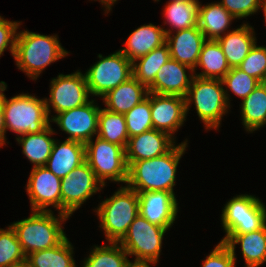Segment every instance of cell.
Segmentation results:
<instances>
[{"instance_id":"1","label":"cell","mask_w":266,"mask_h":267,"mask_svg":"<svg viewBox=\"0 0 266 267\" xmlns=\"http://www.w3.org/2000/svg\"><path fill=\"white\" fill-rule=\"evenodd\" d=\"M188 140L175 145L166 154L147 160L127 162L128 178L126 186L136 192H174L177 167L188 147Z\"/></svg>"},{"instance_id":"2","label":"cell","mask_w":266,"mask_h":267,"mask_svg":"<svg viewBox=\"0 0 266 267\" xmlns=\"http://www.w3.org/2000/svg\"><path fill=\"white\" fill-rule=\"evenodd\" d=\"M56 35L22 30L17 32L14 60L19 70L32 80H37L45 68L55 61L68 56Z\"/></svg>"},{"instance_id":"3","label":"cell","mask_w":266,"mask_h":267,"mask_svg":"<svg viewBox=\"0 0 266 267\" xmlns=\"http://www.w3.org/2000/svg\"><path fill=\"white\" fill-rule=\"evenodd\" d=\"M28 218L11 224L24 254L50 249L59 245L67 236L62 227L70 217L53 211H31Z\"/></svg>"},{"instance_id":"4","label":"cell","mask_w":266,"mask_h":267,"mask_svg":"<svg viewBox=\"0 0 266 267\" xmlns=\"http://www.w3.org/2000/svg\"><path fill=\"white\" fill-rule=\"evenodd\" d=\"M94 212L108 243L119 242L139 215L138 193L126 185L121 186L111 197L102 201Z\"/></svg>"},{"instance_id":"5","label":"cell","mask_w":266,"mask_h":267,"mask_svg":"<svg viewBox=\"0 0 266 267\" xmlns=\"http://www.w3.org/2000/svg\"><path fill=\"white\" fill-rule=\"evenodd\" d=\"M0 103L4 112L5 130L16 133V138L40 133L50 125L45 99L35 94L21 93L8 100L3 93Z\"/></svg>"},{"instance_id":"6","label":"cell","mask_w":266,"mask_h":267,"mask_svg":"<svg viewBox=\"0 0 266 267\" xmlns=\"http://www.w3.org/2000/svg\"><path fill=\"white\" fill-rule=\"evenodd\" d=\"M223 86L222 80L194 76L185 96L186 114L193 103L206 130H218L223 115L230 108Z\"/></svg>"},{"instance_id":"7","label":"cell","mask_w":266,"mask_h":267,"mask_svg":"<svg viewBox=\"0 0 266 267\" xmlns=\"http://www.w3.org/2000/svg\"><path fill=\"white\" fill-rule=\"evenodd\" d=\"M150 223L140 214L130 224L127 233L118 242L129 256H135V263H151L157 265L167 230Z\"/></svg>"},{"instance_id":"8","label":"cell","mask_w":266,"mask_h":267,"mask_svg":"<svg viewBox=\"0 0 266 267\" xmlns=\"http://www.w3.org/2000/svg\"><path fill=\"white\" fill-rule=\"evenodd\" d=\"M86 162L98 181L105 187V180L127 182L128 165L125 149L96 136L85 144Z\"/></svg>"},{"instance_id":"9","label":"cell","mask_w":266,"mask_h":267,"mask_svg":"<svg viewBox=\"0 0 266 267\" xmlns=\"http://www.w3.org/2000/svg\"><path fill=\"white\" fill-rule=\"evenodd\" d=\"M221 222L225 237L259 230L266 224V206L254 195H236L224 205Z\"/></svg>"},{"instance_id":"10","label":"cell","mask_w":266,"mask_h":267,"mask_svg":"<svg viewBox=\"0 0 266 267\" xmlns=\"http://www.w3.org/2000/svg\"><path fill=\"white\" fill-rule=\"evenodd\" d=\"M95 62L86 72L85 78L90 96L102 98L118 85L133 77L132 62L120 51L108 56H97Z\"/></svg>"},{"instance_id":"11","label":"cell","mask_w":266,"mask_h":267,"mask_svg":"<svg viewBox=\"0 0 266 267\" xmlns=\"http://www.w3.org/2000/svg\"><path fill=\"white\" fill-rule=\"evenodd\" d=\"M89 98L86 78L80 70L66 75L59 74L51 79L49 98H45L48 117L50 119V109L58 114L85 105L90 101Z\"/></svg>"},{"instance_id":"12","label":"cell","mask_w":266,"mask_h":267,"mask_svg":"<svg viewBox=\"0 0 266 267\" xmlns=\"http://www.w3.org/2000/svg\"><path fill=\"white\" fill-rule=\"evenodd\" d=\"M103 188L85 161L61 178V214L70 217L86 200Z\"/></svg>"},{"instance_id":"13","label":"cell","mask_w":266,"mask_h":267,"mask_svg":"<svg viewBox=\"0 0 266 267\" xmlns=\"http://www.w3.org/2000/svg\"><path fill=\"white\" fill-rule=\"evenodd\" d=\"M95 102L96 100L91 99L83 106L51 116L50 122L56 123L69 135L66 140L86 144L98 133V115L101 107Z\"/></svg>"},{"instance_id":"14","label":"cell","mask_w":266,"mask_h":267,"mask_svg":"<svg viewBox=\"0 0 266 267\" xmlns=\"http://www.w3.org/2000/svg\"><path fill=\"white\" fill-rule=\"evenodd\" d=\"M26 185L31 211H52L53 206L61 213V178L46 167L32 168Z\"/></svg>"},{"instance_id":"15","label":"cell","mask_w":266,"mask_h":267,"mask_svg":"<svg viewBox=\"0 0 266 267\" xmlns=\"http://www.w3.org/2000/svg\"><path fill=\"white\" fill-rule=\"evenodd\" d=\"M185 98L151 93V118L153 129L163 131L174 139V134L186 121Z\"/></svg>"},{"instance_id":"16","label":"cell","mask_w":266,"mask_h":267,"mask_svg":"<svg viewBox=\"0 0 266 267\" xmlns=\"http://www.w3.org/2000/svg\"><path fill=\"white\" fill-rule=\"evenodd\" d=\"M139 214L150 223L171 228L177 219L178 201L175 193L168 191L137 192Z\"/></svg>"},{"instance_id":"17","label":"cell","mask_w":266,"mask_h":267,"mask_svg":"<svg viewBox=\"0 0 266 267\" xmlns=\"http://www.w3.org/2000/svg\"><path fill=\"white\" fill-rule=\"evenodd\" d=\"M189 71L190 74H187ZM193 77L194 70L191 67L169 58L158 70L148 92L185 98Z\"/></svg>"},{"instance_id":"18","label":"cell","mask_w":266,"mask_h":267,"mask_svg":"<svg viewBox=\"0 0 266 267\" xmlns=\"http://www.w3.org/2000/svg\"><path fill=\"white\" fill-rule=\"evenodd\" d=\"M175 141L169 134L156 129L129 137L125 149L126 162H135L162 156L176 145Z\"/></svg>"},{"instance_id":"19","label":"cell","mask_w":266,"mask_h":267,"mask_svg":"<svg viewBox=\"0 0 266 267\" xmlns=\"http://www.w3.org/2000/svg\"><path fill=\"white\" fill-rule=\"evenodd\" d=\"M207 39L198 26L166 34L170 58L188 65L196 73V65L204 42Z\"/></svg>"},{"instance_id":"20","label":"cell","mask_w":266,"mask_h":267,"mask_svg":"<svg viewBox=\"0 0 266 267\" xmlns=\"http://www.w3.org/2000/svg\"><path fill=\"white\" fill-rule=\"evenodd\" d=\"M86 161L85 144L74 140H55L45 164L55 176L63 178Z\"/></svg>"},{"instance_id":"21","label":"cell","mask_w":266,"mask_h":267,"mask_svg":"<svg viewBox=\"0 0 266 267\" xmlns=\"http://www.w3.org/2000/svg\"><path fill=\"white\" fill-rule=\"evenodd\" d=\"M232 253L240 244L241 253L245 260L244 267H259L266 262V224L259 230L245 234H229L221 239Z\"/></svg>"},{"instance_id":"22","label":"cell","mask_w":266,"mask_h":267,"mask_svg":"<svg viewBox=\"0 0 266 267\" xmlns=\"http://www.w3.org/2000/svg\"><path fill=\"white\" fill-rule=\"evenodd\" d=\"M217 41L230 68L238 67L257 43L254 28L248 23H244L238 28L227 32Z\"/></svg>"},{"instance_id":"23","label":"cell","mask_w":266,"mask_h":267,"mask_svg":"<svg viewBox=\"0 0 266 267\" xmlns=\"http://www.w3.org/2000/svg\"><path fill=\"white\" fill-rule=\"evenodd\" d=\"M165 28L152 23L142 25L135 29L123 44L125 47L120 51L131 61L148 54L155 48L166 43Z\"/></svg>"},{"instance_id":"24","label":"cell","mask_w":266,"mask_h":267,"mask_svg":"<svg viewBox=\"0 0 266 267\" xmlns=\"http://www.w3.org/2000/svg\"><path fill=\"white\" fill-rule=\"evenodd\" d=\"M148 93V88L145 85L131 77L128 81L105 94L102 99L105 103V109L108 111L125 114L144 100Z\"/></svg>"},{"instance_id":"25","label":"cell","mask_w":266,"mask_h":267,"mask_svg":"<svg viewBox=\"0 0 266 267\" xmlns=\"http://www.w3.org/2000/svg\"><path fill=\"white\" fill-rule=\"evenodd\" d=\"M234 19L219 1L199 4L198 27L208 40H217L229 32V26Z\"/></svg>"},{"instance_id":"26","label":"cell","mask_w":266,"mask_h":267,"mask_svg":"<svg viewBox=\"0 0 266 267\" xmlns=\"http://www.w3.org/2000/svg\"><path fill=\"white\" fill-rule=\"evenodd\" d=\"M55 130L51 124L40 133H29L16 138L22 146V153L33 164V167L45 166L55 142L51 135Z\"/></svg>"},{"instance_id":"27","label":"cell","mask_w":266,"mask_h":267,"mask_svg":"<svg viewBox=\"0 0 266 267\" xmlns=\"http://www.w3.org/2000/svg\"><path fill=\"white\" fill-rule=\"evenodd\" d=\"M202 72L194 76L206 79L222 80L230 71V66L217 40H206L202 46L196 68Z\"/></svg>"},{"instance_id":"28","label":"cell","mask_w":266,"mask_h":267,"mask_svg":"<svg viewBox=\"0 0 266 267\" xmlns=\"http://www.w3.org/2000/svg\"><path fill=\"white\" fill-rule=\"evenodd\" d=\"M242 125L253 133L266 125V86L259 83L241 102Z\"/></svg>"},{"instance_id":"29","label":"cell","mask_w":266,"mask_h":267,"mask_svg":"<svg viewBox=\"0 0 266 267\" xmlns=\"http://www.w3.org/2000/svg\"><path fill=\"white\" fill-rule=\"evenodd\" d=\"M199 4L184 0H169L162 13L165 17L164 24L170 25V29H164L165 34L198 26Z\"/></svg>"},{"instance_id":"30","label":"cell","mask_w":266,"mask_h":267,"mask_svg":"<svg viewBox=\"0 0 266 267\" xmlns=\"http://www.w3.org/2000/svg\"><path fill=\"white\" fill-rule=\"evenodd\" d=\"M74 248L66 237L59 245L45 250L36 251L26 256L31 267H76Z\"/></svg>"},{"instance_id":"31","label":"cell","mask_w":266,"mask_h":267,"mask_svg":"<svg viewBox=\"0 0 266 267\" xmlns=\"http://www.w3.org/2000/svg\"><path fill=\"white\" fill-rule=\"evenodd\" d=\"M170 58L167 43L132 62L133 77L147 88L154 82L158 70Z\"/></svg>"},{"instance_id":"32","label":"cell","mask_w":266,"mask_h":267,"mask_svg":"<svg viewBox=\"0 0 266 267\" xmlns=\"http://www.w3.org/2000/svg\"><path fill=\"white\" fill-rule=\"evenodd\" d=\"M97 136L126 149L129 135L124 114L110 112L105 107L100 108Z\"/></svg>"},{"instance_id":"33","label":"cell","mask_w":266,"mask_h":267,"mask_svg":"<svg viewBox=\"0 0 266 267\" xmlns=\"http://www.w3.org/2000/svg\"><path fill=\"white\" fill-rule=\"evenodd\" d=\"M110 244V245H109ZM96 246L84 258L82 267H129L131 262L128 253L118 242Z\"/></svg>"},{"instance_id":"34","label":"cell","mask_w":266,"mask_h":267,"mask_svg":"<svg viewBox=\"0 0 266 267\" xmlns=\"http://www.w3.org/2000/svg\"><path fill=\"white\" fill-rule=\"evenodd\" d=\"M25 262L26 255L12 226L0 228V267H15Z\"/></svg>"},{"instance_id":"35","label":"cell","mask_w":266,"mask_h":267,"mask_svg":"<svg viewBox=\"0 0 266 267\" xmlns=\"http://www.w3.org/2000/svg\"><path fill=\"white\" fill-rule=\"evenodd\" d=\"M129 137L153 129L151 118V92L147 97L124 114Z\"/></svg>"},{"instance_id":"36","label":"cell","mask_w":266,"mask_h":267,"mask_svg":"<svg viewBox=\"0 0 266 267\" xmlns=\"http://www.w3.org/2000/svg\"><path fill=\"white\" fill-rule=\"evenodd\" d=\"M223 85H225V96L226 100L230 105L229 92H233L234 95L245 99L260 83L256 78L249 76L243 70L238 67L231 68L230 71L222 79ZM229 90V92H228Z\"/></svg>"},{"instance_id":"37","label":"cell","mask_w":266,"mask_h":267,"mask_svg":"<svg viewBox=\"0 0 266 267\" xmlns=\"http://www.w3.org/2000/svg\"><path fill=\"white\" fill-rule=\"evenodd\" d=\"M238 68L263 83L266 79V46L256 43Z\"/></svg>"},{"instance_id":"38","label":"cell","mask_w":266,"mask_h":267,"mask_svg":"<svg viewBox=\"0 0 266 267\" xmlns=\"http://www.w3.org/2000/svg\"><path fill=\"white\" fill-rule=\"evenodd\" d=\"M265 0H221L219 3L235 18L242 19L256 14Z\"/></svg>"},{"instance_id":"39","label":"cell","mask_w":266,"mask_h":267,"mask_svg":"<svg viewBox=\"0 0 266 267\" xmlns=\"http://www.w3.org/2000/svg\"><path fill=\"white\" fill-rule=\"evenodd\" d=\"M236 253H232L229 247L220 241L203 260L202 267H236Z\"/></svg>"},{"instance_id":"40","label":"cell","mask_w":266,"mask_h":267,"mask_svg":"<svg viewBox=\"0 0 266 267\" xmlns=\"http://www.w3.org/2000/svg\"><path fill=\"white\" fill-rule=\"evenodd\" d=\"M21 24L19 21H8L0 16V57L6 49L14 55L17 31Z\"/></svg>"},{"instance_id":"41","label":"cell","mask_w":266,"mask_h":267,"mask_svg":"<svg viewBox=\"0 0 266 267\" xmlns=\"http://www.w3.org/2000/svg\"><path fill=\"white\" fill-rule=\"evenodd\" d=\"M6 130H5V122H4V112L2 109V105L0 103V147L4 146L6 142Z\"/></svg>"},{"instance_id":"42","label":"cell","mask_w":266,"mask_h":267,"mask_svg":"<svg viewBox=\"0 0 266 267\" xmlns=\"http://www.w3.org/2000/svg\"><path fill=\"white\" fill-rule=\"evenodd\" d=\"M94 1H99L101 2L100 4H102L103 7H105L106 9L105 14H108L111 10H112V6L114 5V3H116L118 0H94Z\"/></svg>"},{"instance_id":"43","label":"cell","mask_w":266,"mask_h":267,"mask_svg":"<svg viewBox=\"0 0 266 267\" xmlns=\"http://www.w3.org/2000/svg\"><path fill=\"white\" fill-rule=\"evenodd\" d=\"M151 263H135L131 262L129 267H151Z\"/></svg>"},{"instance_id":"44","label":"cell","mask_w":266,"mask_h":267,"mask_svg":"<svg viewBox=\"0 0 266 267\" xmlns=\"http://www.w3.org/2000/svg\"><path fill=\"white\" fill-rule=\"evenodd\" d=\"M7 88V84L4 81L0 82V101H1V97L3 92L6 90Z\"/></svg>"},{"instance_id":"45","label":"cell","mask_w":266,"mask_h":267,"mask_svg":"<svg viewBox=\"0 0 266 267\" xmlns=\"http://www.w3.org/2000/svg\"><path fill=\"white\" fill-rule=\"evenodd\" d=\"M262 10L264 11L263 13H264V19H265V23H266V0H265V2H264V5H263V8H262Z\"/></svg>"},{"instance_id":"46","label":"cell","mask_w":266,"mask_h":267,"mask_svg":"<svg viewBox=\"0 0 266 267\" xmlns=\"http://www.w3.org/2000/svg\"><path fill=\"white\" fill-rule=\"evenodd\" d=\"M15 267H31V266L27 262H25L23 264L15 266Z\"/></svg>"},{"instance_id":"47","label":"cell","mask_w":266,"mask_h":267,"mask_svg":"<svg viewBox=\"0 0 266 267\" xmlns=\"http://www.w3.org/2000/svg\"><path fill=\"white\" fill-rule=\"evenodd\" d=\"M170 1H174V0H170ZM179 1V0H177ZM184 1H190V2H193V3H200L199 0H184Z\"/></svg>"}]
</instances>
